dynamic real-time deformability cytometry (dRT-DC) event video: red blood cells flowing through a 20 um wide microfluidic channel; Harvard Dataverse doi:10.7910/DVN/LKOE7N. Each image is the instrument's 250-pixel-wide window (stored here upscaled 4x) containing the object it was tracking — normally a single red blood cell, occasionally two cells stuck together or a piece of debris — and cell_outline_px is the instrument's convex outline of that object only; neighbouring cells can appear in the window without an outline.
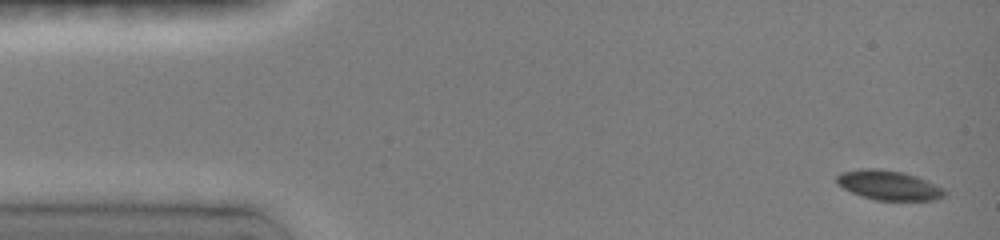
{"species": "common noctule bat (a hibernating species)", "species_latin": "Nyctalus noctula", "temperature_condition": "room temperature", "stored_images_in_passage": 17, "camera_frame_rate_fps": 3000, "um_per_image_px": 0.085, "animal": {"sex": "female", "body_mass_g": 19.0, "forearm_length_mm": 51.5}, "frame": {"image": 1, "passage_image": 1, "time_ms": 0.0, "image_size_px": [1000, 240], "cell_outline_px": [[944, 196], [936, 200], [876, 200], [852, 192], [836, 184], [836, 176], [840, 172], [864, 168], [876, 168], [904, 172], [916, 176], [944, 188]], "centroid_in_image_um": [75.52, 15.73], "position_along_channel_um": 9.5, "area_um2": 18.5}}
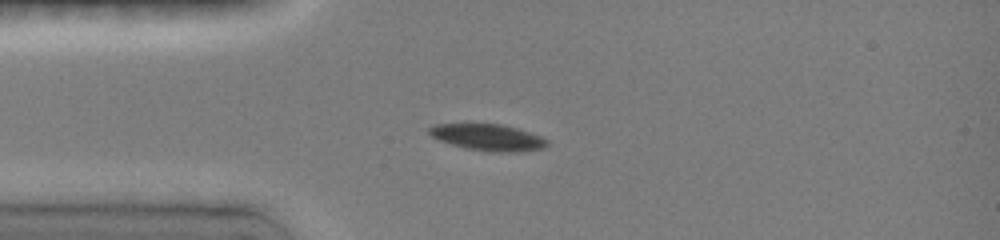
{"frame": {"image": 2, "passage_image": 8, "time_ms": 3.333, "image_size_px": [1000, 240], "cell_outline_px": [[548, 144], [544, 148], [520, 152], [492, 152], [464, 148], [440, 140], [432, 136], [428, 132], [428, 128], [436, 124], [468, 120], [500, 124], [516, 128], [540, 136], [548, 140]], "centroid_in_image_um": [41.41, 11.62], "position_along_channel_um": 43.6, "area_um2": 19.02}}
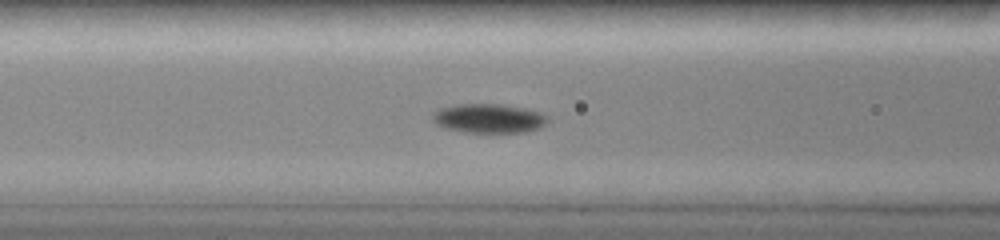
{"frame": {"image": 3, "passage_image": 13, "time_ms": 5.667, "image_size_px": [1000, 240], "cell_outline_px": [[548, 120], [540, 128], [528, 132], [464, 132], [444, 128], [436, 124], [432, 120], [432, 112], [440, 108], [460, 104], [500, 104], [524, 108], [540, 112], [548, 116]], "centroid_in_image_um": [41.53, 10.06], "position_along_channel_um": 125.1, "area_um2": 19.65}}